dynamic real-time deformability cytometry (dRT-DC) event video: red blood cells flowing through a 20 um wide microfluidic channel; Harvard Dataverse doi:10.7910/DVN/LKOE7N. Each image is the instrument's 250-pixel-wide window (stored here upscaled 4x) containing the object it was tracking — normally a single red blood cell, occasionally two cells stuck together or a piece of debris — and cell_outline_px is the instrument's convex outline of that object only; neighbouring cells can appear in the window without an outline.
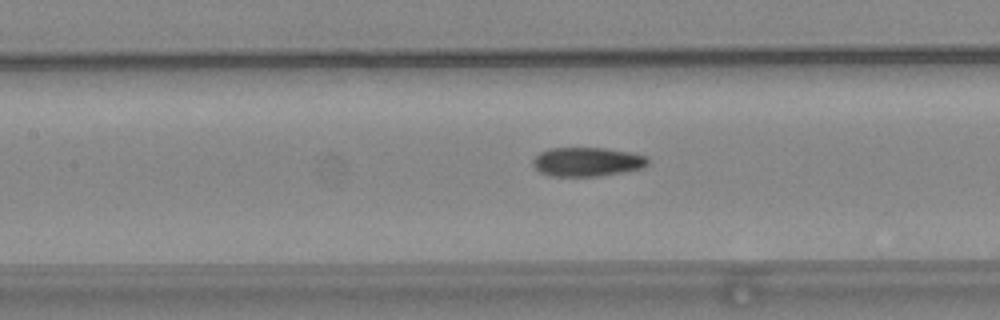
{"species": "common noctule bat (a hibernating species)", "species_latin": "Nyctalus noctula", "temperature_condition": "warm", "stored_images_in_passage": 55, "camera_frame_rate_fps": 3000, "um_per_image_px": 0.085, "animal": {"sex": "female", "body_mass_g": 24.6, "forearm_length_mm": 56.2}, "frame": {"image": 1, "passage_image": 25, "time_ms": 8.0, "image_size_px": [1000, 320], "cell_outline_px": [[648, 164], [644, 168], [596, 176], [548, 176], [540, 172], [532, 164], [532, 160], [540, 152], [548, 148], [604, 148], [632, 152], [648, 156]], "centroid_in_image_um": [49.91, 13.75], "position_along_channel_um": 157.5, "area_um2": 19.54}}
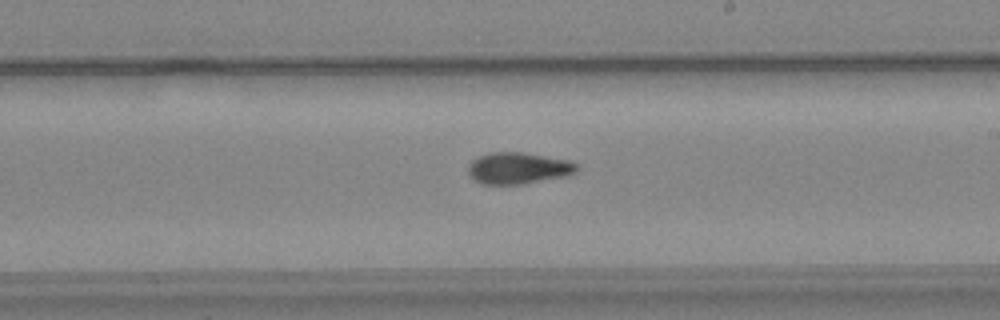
{"frame": {"image": 2, "passage_image": 32, "time_ms": 10.333, "image_size_px": [1000, 320], "cell_outline_px": [[580, 168], [576, 172], [568, 176], [520, 184], [484, 184], [472, 180], [468, 172], [468, 168], [472, 160], [488, 152], [524, 152], [568, 160], [576, 164]], "centroid_in_image_um": [44.05, 14.29], "position_along_channel_um": 244.9, "area_um2": 20.06}}
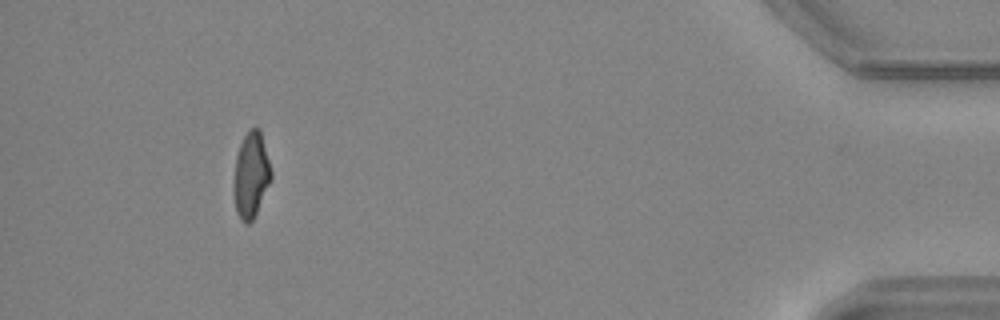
{"frame": {"image": 3, "passage_image": 51, "time_ms": 16.667, "image_size_px": [1000, 320], "cell_outline_px": [[272, 180], [252, 220], [248, 224], [244, 224], [240, 220], [236, 212], [232, 184], [236, 156], [240, 144], [244, 136], [256, 124], [260, 128], [272, 172]], "centroid_in_image_um": [21.33, 14.88], "position_along_channel_um": 413.9, "area_um2": 18.96}, "authors_computed_cell_mechanics": {"area_um2": 19.2474, "velocity_mm_per_s": 3.7644, "shape_relaxation_time_tau1_ms": 8.5887, "shape_relaxation_time_tau2_ms": 2.7249, "deformation_change_tau1": 0.2206, "deformation_change_tau2": 0.092}}